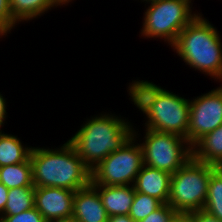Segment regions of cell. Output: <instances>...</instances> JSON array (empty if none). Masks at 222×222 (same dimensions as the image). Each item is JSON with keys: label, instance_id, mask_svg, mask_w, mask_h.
Wrapping results in <instances>:
<instances>
[{"label": "cell", "instance_id": "cell-29", "mask_svg": "<svg viewBox=\"0 0 222 222\" xmlns=\"http://www.w3.org/2000/svg\"><path fill=\"white\" fill-rule=\"evenodd\" d=\"M60 6L68 4L72 0H55Z\"/></svg>", "mask_w": 222, "mask_h": 222}, {"label": "cell", "instance_id": "cell-17", "mask_svg": "<svg viewBox=\"0 0 222 222\" xmlns=\"http://www.w3.org/2000/svg\"><path fill=\"white\" fill-rule=\"evenodd\" d=\"M0 182L8 189L34 186L30 158L26 162L0 167Z\"/></svg>", "mask_w": 222, "mask_h": 222}, {"label": "cell", "instance_id": "cell-7", "mask_svg": "<svg viewBox=\"0 0 222 222\" xmlns=\"http://www.w3.org/2000/svg\"><path fill=\"white\" fill-rule=\"evenodd\" d=\"M138 132L115 152L109 154L91 170V185L126 186L133 185L144 165L142 148L136 142ZM135 143V144H134Z\"/></svg>", "mask_w": 222, "mask_h": 222}, {"label": "cell", "instance_id": "cell-12", "mask_svg": "<svg viewBox=\"0 0 222 222\" xmlns=\"http://www.w3.org/2000/svg\"><path fill=\"white\" fill-rule=\"evenodd\" d=\"M172 174L143 165L133 184L135 191L168 203Z\"/></svg>", "mask_w": 222, "mask_h": 222}, {"label": "cell", "instance_id": "cell-24", "mask_svg": "<svg viewBox=\"0 0 222 222\" xmlns=\"http://www.w3.org/2000/svg\"><path fill=\"white\" fill-rule=\"evenodd\" d=\"M189 214L192 216L194 222H222L204 209L189 212Z\"/></svg>", "mask_w": 222, "mask_h": 222}, {"label": "cell", "instance_id": "cell-6", "mask_svg": "<svg viewBox=\"0 0 222 222\" xmlns=\"http://www.w3.org/2000/svg\"><path fill=\"white\" fill-rule=\"evenodd\" d=\"M192 0H155L143 16L141 36L161 38L173 45L178 34L198 15L192 13Z\"/></svg>", "mask_w": 222, "mask_h": 222}, {"label": "cell", "instance_id": "cell-30", "mask_svg": "<svg viewBox=\"0 0 222 222\" xmlns=\"http://www.w3.org/2000/svg\"><path fill=\"white\" fill-rule=\"evenodd\" d=\"M55 222H77V221L71 218V219L60 220V221H55Z\"/></svg>", "mask_w": 222, "mask_h": 222}, {"label": "cell", "instance_id": "cell-18", "mask_svg": "<svg viewBox=\"0 0 222 222\" xmlns=\"http://www.w3.org/2000/svg\"><path fill=\"white\" fill-rule=\"evenodd\" d=\"M35 186L9 189L4 212L1 215H17L35 207Z\"/></svg>", "mask_w": 222, "mask_h": 222}, {"label": "cell", "instance_id": "cell-14", "mask_svg": "<svg viewBox=\"0 0 222 222\" xmlns=\"http://www.w3.org/2000/svg\"><path fill=\"white\" fill-rule=\"evenodd\" d=\"M192 156L217 167L222 163V125L209 132L192 147Z\"/></svg>", "mask_w": 222, "mask_h": 222}, {"label": "cell", "instance_id": "cell-23", "mask_svg": "<svg viewBox=\"0 0 222 222\" xmlns=\"http://www.w3.org/2000/svg\"><path fill=\"white\" fill-rule=\"evenodd\" d=\"M3 222H46L42 214L34 207L17 215H2Z\"/></svg>", "mask_w": 222, "mask_h": 222}, {"label": "cell", "instance_id": "cell-3", "mask_svg": "<svg viewBox=\"0 0 222 222\" xmlns=\"http://www.w3.org/2000/svg\"><path fill=\"white\" fill-rule=\"evenodd\" d=\"M114 115L101 113L92 116L68 140L90 170L133 135V125Z\"/></svg>", "mask_w": 222, "mask_h": 222}, {"label": "cell", "instance_id": "cell-31", "mask_svg": "<svg viewBox=\"0 0 222 222\" xmlns=\"http://www.w3.org/2000/svg\"><path fill=\"white\" fill-rule=\"evenodd\" d=\"M142 2L144 1L145 3L151 2V1H155V0H141Z\"/></svg>", "mask_w": 222, "mask_h": 222}, {"label": "cell", "instance_id": "cell-15", "mask_svg": "<svg viewBox=\"0 0 222 222\" xmlns=\"http://www.w3.org/2000/svg\"><path fill=\"white\" fill-rule=\"evenodd\" d=\"M32 147L22 144L20 139L0 129V167L26 162L30 158Z\"/></svg>", "mask_w": 222, "mask_h": 222}, {"label": "cell", "instance_id": "cell-27", "mask_svg": "<svg viewBox=\"0 0 222 222\" xmlns=\"http://www.w3.org/2000/svg\"><path fill=\"white\" fill-rule=\"evenodd\" d=\"M170 222H194L189 213H177Z\"/></svg>", "mask_w": 222, "mask_h": 222}, {"label": "cell", "instance_id": "cell-1", "mask_svg": "<svg viewBox=\"0 0 222 222\" xmlns=\"http://www.w3.org/2000/svg\"><path fill=\"white\" fill-rule=\"evenodd\" d=\"M127 89L129 99L146 115L145 128L179 135L188 141L189 99L147 80H134Z\"/></svg>", "mask_w": 222, "mask_h": 222}, {"label": "cell", "instance_id": "cell-8", "mask_svg": "<svg viewBox=\"0 0 222 222\" xmlns=\"http://www.w3.org/2000/svg\"><path fill=\"white\" fill-rule=\"evenodd\" d=\"M145 131L139 143L144 165L173 174L192 157V147L185 138L147 128Z\"/></svg>", "mask_w": 222, "mask_h": 222}, {"label": "cell", "instance_id": "cell-2", "mask_svg": "<svg viewBox=\"0 0 222 222\" xmlns=\"http://www.w3.org/2000/svg\"><path fill=\"white\" fill-rule=\"evenodd\" d=\"M30 162L35 187L77 191L91 182V170L68 141L60 148L32 147Z\"/></svg>", "mask_w": 222, "mask_h": 222}, {"label": "cell", "instance_id": "cell-20", "mask_svg": "<svg viewBox=\"0 0 222 222\" xmlns=\"http://www.w3.org/2000/svg\"><path fill=\"white\" fill-rule=\"evenodd\" d=\"M163 203L149 195L135 191L133 203L130 207L129 217L138 222L147 217L154 210L158 209Z\"/></svg>", "mask_w": 222, "mask_h": 222}, {"label": "cell", "instance_id": "cell-32", "mask_svg": "<svg viewBox=\"0 0 222 222\" xmlns=\"http://www.w3.org/2000/svg\"><path fill=\"white\" fill-rule=\"evenodd\" d=\"M0 222H3V216L0 214Z\"/></svg>", "mask_w": 222, "mask_h": 222}, {"label": "cell", "instance_id": "cell-22", "mask_svg": "<svg viewBox=\"0 0 222 222\" xmlns=\"http://www.w3.org/2000/svg\"><path fill=\"white\" fill-rule=\"evenodd\" d=\"M177 213L174 208L166 203L138 222H170Z\"/></svg>", "mask_w": 222, "mask_h": 222}, {"label": "cell", "instance_id": "cell-26", "mask_svg": "<svg viewBox=\"0 0 222 222\" xmlns=\"http://www.w3.org/2000/svg\"><path fill=\"white\" fill-rule=\"evenodd\" d=\"M6 99L2 96V94L0 93V127L4 126L5 120H6Z\"/></svg>", "mask_w": 222, "mask_h": 222}, {"label": "cell", "instance_id": "cell-10", "mask_svg": "<svg viewBox=\"0 0 222 222\" xmlns=\"http://www.w3.org/2000/svg\"><path fill=\"white\" fill-rule=\"evenodd\" d=\"M75 191L58 187H35V208L46 222L71 219Z\"/></svg>", "mask_w": 222, "mask_h": 222}, {"label": "cell", "instance_id": "cell-16", "mask_svg": "<svg viewBox=\"0 0 222 222\" xmlns=\"http://www.w3.org/2000/svg\"><path fill=\"white\" fill-rule=\"evenodd\" d=\"M57 6L60 5L55 0H9L12 18L17 23L38 18Z\"/></svg>", "mask_w": 222, "mask_h": 222}, {"label": "cell", "instance_id": "cell-19", "mask_svg": "<svg viewBox=\"0 0 222 222\" xmlns=\"http://www.w3.org/2000/svg\"><path fill=\"white\" fill-rule=\"evenodd\" d=\"M203 209L222 221V170L218 167L211 173Z\"/></svg>", "mask_w": 222, "mask_h": 222}, {"label": "cell", "instance_id": "cell-13", "mask_svg": "<svg viewBox=\"0 0 222 222\" xmlns=\"http://www.w3.org/2000/svg\"><path fill=\"white\" fill-rule=\"evenodd\" d=\"M99 193L103 206L109 217L129 215L135 196L133 185L104 186L92 185Z\"/></svg>", "mask_w": 222, "mask_h": 222}, {"label": "cell", "instance_id": "cell-25", "mask_svg": "<svg viewBox=\"0 0 222 222\" xmlns=\"http://www.w3.org/2000/svg\"><path fill=\"white\" fill-rule=\"evenodd\" d=\"M9 189L0 182V214L4 212Z\"/></svg>", "mask_w": 222, "mask_h": 222}, {"label": "cell", "instance_id": "cell-9", "mask_svg": "<svg viewBox=\"0 0 222 222\" xmlns=\"http://www.w3.org/2000/svg\"><path fill=\"white\" fill-rule=\"evenodd\" d=\"M222 125V86L190 100L188 143L193 147L201 138Z\"/></svg>", "mask_w": 222, "mask_h": 222}, {"label": "cell", "instance_id": "cell-5", "mask_svg": "<svg viewBox=\"0 0 222 222\" xmlns=\"http://www.w3.org/2000/svg\"><path fill=\"white\" fill-rule=\"evenodd\" d=\"M217 166L193 156L171 176L168 204L178 213L201 210L205 206L211 173Z\"/></svg>", "mask_w": 222, "mask_h": 222}, {"label": "cell", "instance_id": "cell-4", "mask_svg": "<svg viewBox=\"0 0 222 222\" xmlns=\"http://www.w3.org/2000/svg\"><path fill=\"white\" fill-rule=\"evenodd\" d=\"M198 15L171 46L184 63L215 80H222V42L216 27Z\"/></svg>", "mask_w": 222, "mask_h": 222}, {"label": "cell", "instance_id": "cell-11", "mask_svg": "<svg viewBox=\"0 0 222 222\" xmlns=\"http://www.w3.org/2000/svg\"><path fill=\"white\" fill-rule=\"evenodd\" d=\"M108 218L100 195L91 184L75 191L72 219L77 222H107Z\"/></svg>", "mask_w": 222, "mask_h": 222}, {"label": "cell", "instance_id": "cell-28", "mask_svg": "<svg viewBox=\"0 0 222 222\" xmlns=\"http://www.w3.org/2000/svg\"><path fill=\"white\" fill-rule=\"evenodd\" d=\"M107 222H134L129 215L109 217Z\"/></svg>", "mask_w": 222, "mask_h": 222}, {"label": "cell", "instance_id": "cell-21", "mask_svg": "<svg viewBox=\"0 0 222 222\" xmlns=\"http://www.w3.org/2000/svg\"><path fill=\"white\" fill-rule=\"evenodd\" d=\"M17 22L12 18L9 0H0V37H4L15 28Z\"/></svg>", "mask_w": 222, "mask_h": 222}, {"label": "cell", "instance_id": "cell-33", "mask_svg": "<svg viewBox=\"0 0 222 222\" xmlns=\"http://www.w3.org/2000/svg\"><path fill=\"white\" fill-rule=\"evenodd\" d=\"M218 168H219L220 170H222V163L218 166Z\"/></svg>", "mask_w": 222, "mask_h": 222}]
</instances>
